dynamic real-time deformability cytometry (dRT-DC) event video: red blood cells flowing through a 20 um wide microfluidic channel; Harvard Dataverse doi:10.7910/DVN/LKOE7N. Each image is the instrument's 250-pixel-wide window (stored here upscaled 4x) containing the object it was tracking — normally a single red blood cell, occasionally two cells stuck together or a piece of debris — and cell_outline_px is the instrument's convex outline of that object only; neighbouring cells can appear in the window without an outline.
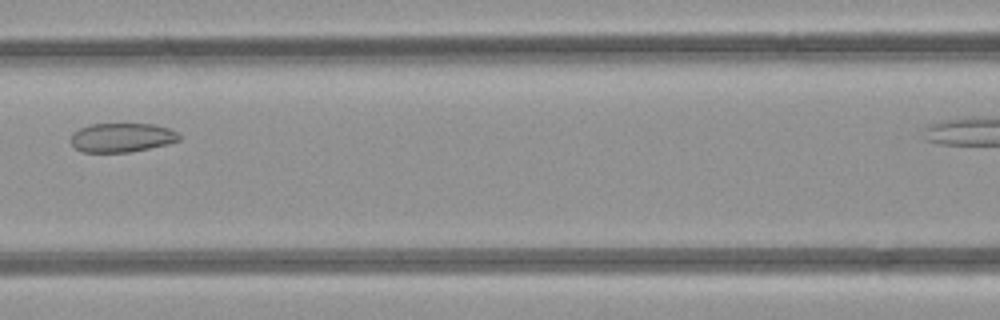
{"species": "common noctule bat (a hibernating species)", "species_latin": "Nyctalus noctula", "temperature_condition": "room temperature", "stored_images_in_passage": 5, "segment_of_instrument_passage": [1, 2], "camera_frame_rate_fps": 3000, "um_per_image_px": 0.085, "animal": {"sex": "female", "body_mass_g": 21.9}, "frame": {"image": 1, "passage_image": 3, "time_ms": 2.333, "image_size_px": [1000, 320], "cell_outline_px": [[180, 140], [168, 144], [128, 152], [84, 152], [76, 148], [68, 140], [72, 132], [88, 124], [152, 124], [168, 128], [176, 132], [180, 136]], "centroid_in_image_um": [10.31, 11.69], "position_along_channel_um": 156.3, "area_um2": 18.38}}
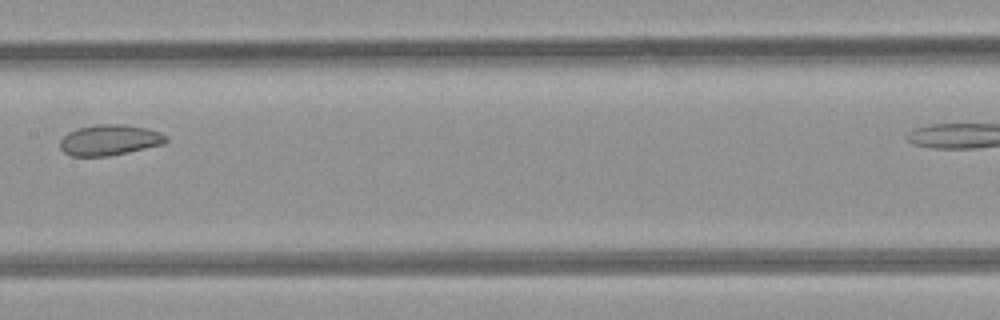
{"frame": {"image": 2, "passage_image": 4, "time_ms": 3.333, "image_size_px": [1000, 320], "cell_outline_px": [[168, 140], [164, 144], [128, 152], [108, 156], [72, 156], [64, 152], [60, 148], [60, 140], [68, 132], [80, 128], [96, 124], [124, 124], [144, 128], [160, 132], [168, 136]], "centroid_in_image_um": [9.32, 11.9], "position_along_channel_um": 198.1, "area_um2": 18.9}}